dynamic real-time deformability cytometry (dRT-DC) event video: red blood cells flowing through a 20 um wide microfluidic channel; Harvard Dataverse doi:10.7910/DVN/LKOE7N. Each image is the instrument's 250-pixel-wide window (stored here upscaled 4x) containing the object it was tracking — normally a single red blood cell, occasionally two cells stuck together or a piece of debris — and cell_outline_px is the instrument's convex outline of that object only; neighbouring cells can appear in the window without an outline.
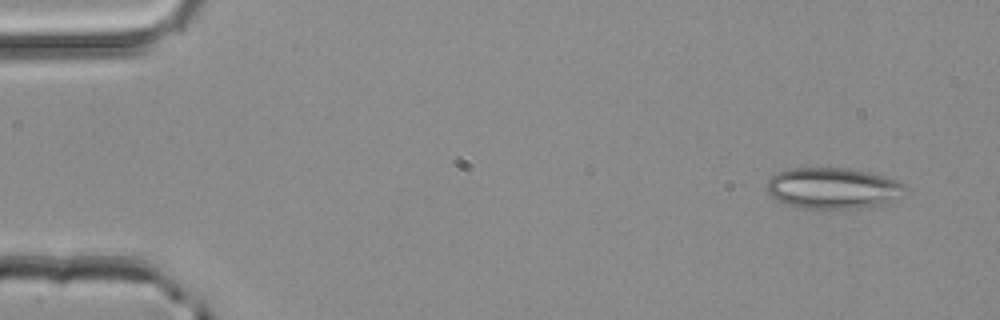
{"species": "common noctule bat (a hibernating species)", "species_latin": "Nyctalus noctula", "temperature_condition": "room temperature", "stored_images_in_passage": 2, "camera_frame_rate_fps": 3000, "um_per_image_px": 0.085, "animal": {"sex": "male", "body_mass_g": 20.4}, "frame": {"image": 1, "passage_image": 1, "time_ms": 0.0, "image_size_px": [1000, 320], "cell_outline_px": [[904, 188], [888, 204], [860, 208], [800, 208], [788, 204], [772, 196], [764, 188], [764, 184], [776, 172], [788, 168], [844, 168], [868, 172], [884, 176], [896, 180]], "centroid_in_image_um": [70.71, 15.99], "position_along_channel_um": 14.3, "area_um2": 32.77}}